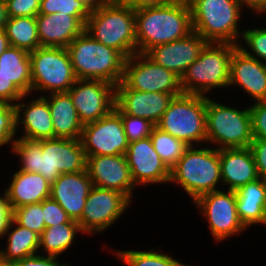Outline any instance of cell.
Segmentation results:
<instances>
[{"instance_id":"26","label":"cell","mask_w":266,"mask_h":266,"mask_svg":"<svg viewBox=\"0 0 266 266\" xmlns=\"http://www.w3.org/2000/svg\"><path fill=\"white\" fill-rule=\"evenodd\" d=\"M47 99L54 129V138L80 139L83 124L67 92L49 93Z\"/></svg>"},{"instance_id":"8","label":"cell","mask_w":266,"mask_h":266,"mask_svg":"<svg viewBox=\"0 0 266 266\" xmlns=\"http://www.w3.org/2000/svg\"><path fill=\"white\" fill-rule=\"evenodd\" d=\"M206 104L205 95L175 96L156 126L188 146L206 142Z\"/></svg>"},{"instance_id":"42","label":"cell","mask_w":266,"mask_h":266,"mask_svg":"<svg viewBox=\"0 0 266 266\" xmlns=\"http://www.w3.org/2000/svg\"><path fill=\"white\" fill-rule=\"evenodd\" d=\"M27 94H23L4 74L0 68V101L14 104V101L24 99ZM12 102V103H11Z\"/></svg>"},{"instance_id":"14","label":"cell","mask_w":266,"mask_h":266,"mask_svg":"<svg viewBox=\"0 0 266 266\" xmlns=\"http://www.w3.org/2000/svg\"><path fill=\"white\" fill-rule=\"evenodd\" d=\"M194 202L208 220L209 229L216 241L220 242L247 229L237 214L236 191L209 192L199 196Z\"/></svg>"},{"instance_id":"12","label":"cell","mask_w":266,"mask_h":266,"mask_svg":"<svg viewBox=\"0 0 266 266\" xmlns=\"http://www.w3.org/2000/svg\"><path fill=\"white\" fill-rule=\"evenodd\" d=\"M80 141L87 157L125 155L129 145L120 114L115 109L85 124Z\"/></svg>"},{"instance_id":"48","label":"cell","mask_w":266,"mask_h":266,"mask_svg":"<svg viewBox=\"0 0 266 266\" xmlns=\"http://www.w3.org/2000/svg\"><path fill=\"white\" fill-rule=\"evenodd\" d=\"M9 16L5 0H0V30L5 29Z\"/></svg>"},{"instance_id":"39","label":"cell","mask_w":266,"mask_h":266,"mask_svg":"<svg viewBox=\"0 0 266 266\" xmlns=\"http://www.w3.org/2000/svg\"><path fill=\"white\" fill-rule=\"evenodd\" d=\"M41 0H5L8 16L36 17L39 14Z\"/></svg>"},{"instance_id":"17","label":"cell","mask_w":266,"mask_h":266,"mask_svg":"<svg viewBox=\"0 0 266 266\" xmlns=\"http://www.w3.org/2000/svg\"><path fill=\"white\" fill-rule=\"evenodd\" d=\"M86 170L94 186L118 191L132 199L135 184L125 155L87 157Z\"/></svg>"},{"instance_id":"27","label":"cell","mask_w":266,"mask_h":266,"mask_svg":"<svg viewBox=\"0 0 266 266\" xmlns=\"http://www.w3.org/2000/svg\"><path fill=\"white\" fill-rule=\"evenodd\" d=\"M236 210L246 228L252 224L266 225V180L259 178L238 188Z\"/></svg>"},{"instance_id":"2","label":"cell","mask_w":266,"mask_h":266,"mask_svg":"<svg viewBox=\"0 0 266 266\" xmlns=\"http://www.w3.org/2000/svg\"><path fill=\"white\" fill-rule=\"evenodd\" d=\"M135 28L137 53L187 37L193 32L188 1L135 9Z\"/></svg>"},{"instance_id":"24","label":"cell","mask_w":266,"mask_h":266,"mask_svg":"<svg viewBox=\"0 0 266 266\" xmlns=\"http://www.w3.org/2000/svg\"><path fill=\"white\" fill-rule=\"evenodd\" d=\"M16 112V130L23 125L24 135L20 138L40 141L54 138L51 111L47 99L41 97L29 104H14ZM21 111L24 113L21 114ZM23 115V118L21 116ZM21 118V119H20Z\"/></svg>"},{"instance_id":"31","label":"cell","mask_w":266,"mask_h":266,"mask_svg":"<svg viewBox=\"0 0 266 266\" xmlns=\"http://www.w3.org/2000/svg\"><path fill=\"white\" fill-rule=\"evenodd\" d=\"M79 231L82 232L78 222L74 220L46 227L40 235L39 249L44 248L48 256L59 257L71 246Z\"/></svg>"},{"instance_id":"4","label":"cell","mask_w":266,"mask_h":266,"mask_svg":"<svg viewBox=\"0 0 266 266\" xmlns=\"http://www.w3.org/2000/svg\"><path fill=\"white\" fill-rule=\"evenodd\" d=\"M85 31L126 58L137 53L135 10L127 4L117 0L104 2L90 12Z\"/></svg>"},{"instance_id":"21","label":"cell","mask_w":266,"mask_h":266,"mask_svg":"<svg viewBox=\"0 0 266 266\" xmlns=\"http://www.w3.org/2000/svg\"><path fill=\"white\" fill-rule=\"evenodd\" d=\"M239 85L256 101H266V63L247 55L239 46L230 60L229 85Z\"/></svg>"},{"instance_id":"50","label":"cell","mask_w":266,"mask_h":266,"mask_svg":"<svg viewBox=\"0 0 266 266\" xmlns=\"http://www.w3.org/2000/svg\"><path fill=\"white\" fill-rule=\"evenodd\" d=\"M10 42L4 29L0 30V55L9 48Z\"/></svg>"},{"instance_id":"5","label":"cell","mask_w":266,"mask_h":266,"mask_svg":"<svg viewBox=\"0 0 266 266\" xmlns=\"http://www.w3.org/2000/svg\"><path fill=\"white\" fill-rule=\"evenodd\" d=\"M192 29L207 42L238 43L242 7L236 0H187ZM239 33V34H238Z\"/></svg>"},{"instance_id":"10","label":"cell","mask_w":266,"mask_h":266,"mask_svg":"<svg viewBox=\"0 0 266 266\" xmlns=\"http://www.w3.org/2000/svg\"><path fill=\"white\" fill-rule=\"evenodd\" d=\"M29 55L31 91L68 92L76 82L67 48L41 46Z\"/></svg>"},{"instance_id":"45","label":"cell","mask_w":266,"mask_h":266,"mask_svg":"<svg viewBox=\"0 0 266 266\" xmlns=\"http://www.w3.org/2000/svg\"><path fill=\"white\" fill-rule=\"evenodd\" d=\"M117 1L129 5L134 10L144 7L178 5L187 2V0H117Z\"/></svg>"},{"instance_id":"3","label":"cell","mask_w":266,"mask_h":266,"mask_svg":"<svg viewBox=\"0 0 266 266\" xmlns=\"http://www.w3.org/2000/svg\"><path fill=\"white\" fill-rule=\"evenodd\" d=\"M77 79L103 80L117 86L123 78L126 57L96 41L85 30L67 46Z\"/></svg>"},{"instance_id":"6","label":"cell","mask_w":266,"mask_h":266,"mask_svg":"<svg viewBox=\"0 0 266 266\" xmlns=\"http://www.w3.org/2000/svg\"><path fill=\"white\" fill-rule=\"evenodd\" d=\"M237 47L232 43L208 42L181 77L183 93L205 95L214 87H228L230 60Z\"/></svg>"},{"instance_id":"30","label":"cell","mask_w":266,"mask_h":266,"mask_svg":"<svg viewBox=\"0 0 266 266\" xmlns=\"http://www.w3.org/2000/svg\"><path fill=\"white\" fill-rule=\"evenodd\" d=\"M4 30L10 45L13 47L25 50L28 53L41 47L36 17H9Z\"/></svg>"},{"instance_id":"33","label":"cell","mask_w":266,"mask_h":266,"mask_svg":"<svg viewBox=\"0 0 266 266\" xmlns=\"http://www.w3.org/2000/svg\"><path fill=\"white\" fill-rule=\"evenodd\" d=\"M115 253L128 266H187L166 253L162 254L151 249L150 251H115Z\"/></svg>"},{"instance_id":"23","label":"cell","mask_w":266,"mask_h":266,"mask_svg":"<svg viewBox=\"0 0 266 266\" xmlns=\"http://www.w3.org/2000/svg\"><path fill=\"white\" fill-rule=\"evenodd\" d=\"M221 182L227 190L238 188L259 179L250 147L219 149Z\"/></svg>"},{"instance_id":"25","label":"cell","mask_w":266,"mask_h":266,"mask_svg":"<svg viewBox=\"0 0 266 266\" xmlns=\"http://www.w3.org/2000/svg\"><path fill=\"white\" fill-rule=\"evenodd\" d=\"M11 210L28 204L41 203L50 198L51 183L40 173L17 171L6 188Z\"/></svg>"},{"instance_id":"28","label":"cell","mask_w":266,"mask_h":266,"mask_svg":"<svg viewBox=\"0 0 266 266\" xmlns=\"http://www.w3.org/2000/svg\"><path fill=\"white\" fill-rule=\"evenodd\" d=\"M13 224L16 225L14 230ZM9 232V233H8ZM7 238V249L0 250V259L8 262H16L25 257L37 254L39 251L40 235L28 228L17 224L13 219L10 220L5 235Z\"/></svg>"},{"instance_id":"18","label":"cell","mask_w":266,"mask_h":266,"mask_svg":"<svg viewBox=\"0 0 266 266\" xmlns=\"http://www.w3.org/2000/svg\"><path fill=\"white\" fill-rule=\"evenodd\" d=\"M207 43L201 35L193 31L183 39L156 45L145 54L181 78Z\"/></svg>"},{"instance_id":"1","label":"cell","mask_w":266,"mask_h":266,"mask_svg":"<svg viewBox=\"0 0 266 266\" xmlns=\"http://www.w3.org/2000/svg\"><path fill=\"white\" fill-rule=\"evenodd\" d=\"M11 148L20 156V171L40 173L51 184L61 174L86 170L87 156L80 139L16 138Z\"/></svg>"},{"instance_id":"46","label":"cell","mask_w":266,"mask_h":266,"mask_svg":"<svg viewBox=\"0 0 266 266\" xmlns=\"http://www.w3.org/2000/svg\"><path fill=\"white\" fill-rule=\"evenodd\" d=\"M12 219V210L9 205L7 192L0 196V238L5 236V231L8 228L9 222Z\"/></svg>"},{"instance_id":"15","label":"cell","mask_w":266,"mask_h":266,"mask_svg":"<svg viewBox=\"0 0 266 266\" xmlns=\"http://www.w3.org/2000/svg\"><path fill=\"white\" fill-rule=\"evenodd\" d=\"M67 93L83 125L106 116L116 104V86L103 80L77 79Z\"/></svg>"},{"instance_id":"32","label":"cell","mask_w":266,"mask_h":266,"mask_svg":"<svg viewBox=\"0 0 266 266\" xmlns=\"http://www.w3.org/2000/svg\"><path fill=\"white\" fill-rule=\"evenodd\" d=\"M153 147L165 165L171 169L189 147L182 140L164 132L157 126L150 135Z\"/></svg>"},{"instance_id":"11","label":"cell","mask_w":266,"mask_h":266,"mask_svg":"<svg viewBox=\"0 0 266 266\" xmlns=\"http://www.w3.org/2000/svg\"><path fill=\"white\" fill-rule=\"evenodd\" d=\"M121 82L128 89L141 92L183 93L181 78L145 53H135L126 58Z\"/></svg>"},{"instance_id":"29","label":"cell","mask_w":266,"mask_h":266,"mask_svg":"<svg viewBox=\"0 0 266 266\" xmlns=\"http://www.w3.org/2000/svg\"><path fill=\"white\" fill-rule=\"evenodd\" d=\"M0 68L24 95L30 94L31 69L28 52L10 46L0 55Z\"/></svg>"},{"instance_id":"22","label":"cell","mask_w":266,"mask_h":266,"mask_svg":"<svg viewBox=\"0 0 266 266\" xmlns=\"http://www.w3.org/2000/svg\"><path fill=\"white\" fill-rule=\"evenodd\" d=\"M37 32L42 47L67 48L71 41L85 30L86 19L56 12L36 16Z\"/></svg>"},{"instance_id":"38","label":"cell","mask_w":266,"mask_h":266,"mask_svg":"<svg viewBox=\"0 0 266 266\" xmlns=\"http://www.w3.org/2000/svg\"><path fill=\"white\" fill-rule=\"evenodd\" d=\"M242 35V36H241ZM240 37L245 41V44L250 47L253 54L248 49L239 45V47L249 56L258 60L266 61V28L244 30ZM258 57V58H257ZM260 58V59H259ZM266 63V62H265Z\"/></svg>"},{"instance_id":"41","label":"cell","mask_w":266,"mask_h":266,"mask_svg":"<svg viewBox=\"0 0 266 266\" xmlns=\"http://www.w3.org/2000/svg\"><path fill=\"white\" fill-rule=\"evenodd\" d=\"M43 220L46 227L68 223L71 218L66 211L51 197L43 200Z\"/></svg>"},{"instance_id":"19","label":"cell","mask_w":266,"mask_h":266,"mask_svg":"<svg viewBox=\"0 0 266 266\" xmlns=\"http://www.w3.org/2000/svg\"><path fill=\"white\" fill-rule=\"evenodd\" d=\"M183 93L141 92L128 89L122 82L116 86L115 105L124 113L158 124L173 97Z\"/></svg>"},{"instance_id":"35","label":"cell","mask_w":266,"mask_h":266,"mask_svg":"<svg viewBox=\"0 0 266 266\" xmlns=\"http://www.w3.org/2000/svg\"><path fill=\"white\" fill-rule=\"evenodd\" d=\"M56 12L83 16L86 20L90 16V11L79 0H41L39 14L49 15Z\"/></svg>"},{"instance_id":"9","label":"cell","mask_w":266,"mask_h":266,"mask_svg":"<svg viewBox=\"0 0 266 266\" xmlns=\"http://www.w3.org/2000/svg\"><path fill=\"white\" fill-rule=\"evenodd\" d=\"M253 140L249 107L235 109L207 97L206 141L225 148L250 147Z\"/></svg>"},{"instance_id":"13","label":"cell","mask_w":266,"mask_h":266,"mask_svg":"<svg viewBox=\"0 0 266 266\" xmlns=\"http://www.w3.org/2000/svg\"><path fill=\"white\" fill-rule=\"evenodd\" d=\"M130 201L128 196L118 191L93 185L78 221L82 232L101 233L121 217Z\"/></svg>"},{"instance_id":"49","label":"cell","mask_w":266,"mask_h":266,"mask_svg":"<svg viewBox=\"0 0 266 266\" xmlns=\"http://www.w3.org/2000/svg\"><path fill=\"white\" fill-rule=\"evenodd\" d=\"M79 1L83 3L87 7V9L91 12L97 10L104 2L110 0H79Z\"/></svg>"},{"instance_id":"37","label":"cell","mask_w":266,"mask_h":266,"mask_svg":"<svg viewBox=\"0 0 266 266\" xmlns=\"http://www.w3.org/2000/svg\"><path fill=\"white\" fill-rule=\"evenodd\" d=\"M15 105L0 101V146L14 144L16 133Z\"/></svg>"},{"instance_id":"20","label":"cell","mask_w":266,"mask_h":266,"mask_svg":"<svg viewBox=\"0 0 266 266\" xmlns=\"http://www.w3.org/2000/svg\"><path fill=\"white\" fill-rule=\"evenodd\" d=\"M92 186L87 170L61 174L51 184L50 197L66 211L71 220L78 222Z\"/></svg>"},{"instance_id":"44","label":"cell","mask_w":266,"mask_h":266,"mask_svg":"<svg viewBox=\"0 0 266 266\" xmlns=\"http://www.w3.org/2000/svg\"><path fill=\"white\" fill-rule=\"evenodd\" d=\"M57 257L55 256H48V255H38L34 254L28 257L23 258L22 260L16 261V266H68L69 264H62L58 263L59 261L56 260Z\"/></svg>"},{"instance_id":"43","label":"cell","mask_w":266,"mask_h":266,"mask_svg":"<svg viewBox=\"0 0 266 266\" xmlns=\"http://www.w3.org/2000/svg\"><path fill=\"white\" fill-rule=\"evenodd\" d=\"M258 177L266 180V139H253L250 145Z\"/></svg>"},{"instance_id":"47","label":"cell","mask_w":266,"mask_h":266,"mask_svg":"<svg viewBox=\"0 0 266 266\" xmlns=\"http://www.w3.org/2000/svg\"><path fill=\"white\" fill-rule=\"evenodd\" d=\"M237 3L243 8L246 5L248 8L257 13L266 12V0H236Z\"/></svg>"},{"instance_id":"40","label":"cell","mask_w":266,"mask_h":266,"mask_svg":"<svg viewBox=\"0 0 266 266\" xmlns=\"http://www.w3.org/2000/svg\"><path fill=\"white\" fill-rule=\"evenodd\" d=\"M253 139H266V101L249 106Z\"/></svg>"},{"instance_id":"51","label":"cell","mask_w":266,"mask_h":266,"mask_svg":"<svg viewBox=\"0 0 266 266\" xmlns=\"http://www.w3.org/2000/svg\"><path fill=\"white\" fill-rule=\"evenodd\" d=\"M0 266H16L15 262H8L0 259Z\"/></svg>"},{"instance_id":"36","label":"cell","mask_w":266,"mask_h":266,"mask_svg":"<svg viewBox=\"0 0 266 266\" xmlns=\"http://www.w3.org/2000/svg\"><path fill=\"white\" fill-rule=\"evenodd\" d=\"M114 109L120 114L124 132L129 143L150 137L156 126L154 123L144 118L124 114L116 105Z\"/></svg>"},{"instance_id":"34","label":"cell","mask_w":266,"mask_h":266,"mask_svg":"<svg viewBox=\"0 0 266 266\" xmlns=\"http://www.w3.org/2000/svg\"><path fill=\"white\" fill-rule=\"evenodd\" d=\"M12 219L20 226L41 235L46 228L43 220V201L13 209Z\"/></svg>"},{"instance_id":"7","label":"cell","mask_w":266,"mask_h":266,"mask_svg":"<svg viewBox=\"0 0 266 266\" xmlns=\"http://www.w3.org/2000/svg\"><path fill=\"white\" fill-rule=\"evenodd\" d=\"M221 181L219 149L189 146L170 169L169 182H177L195 201L199 196L217 191Z\"/></svg>"},{"instance_id":"16","label":"cell","mask_w":266,"mask_h":266,"mask_svg":"<svg viewBox=\"0 0 266 266\" xmlns=\"http://www.w3.org/2000/svg\"><path fill=\"white\" fill-rule=\"evenodd\" d=\"M125 157L135 185L169 182L170 169L156 153L150 137L130 142Z\"/></svg>"}]
</instances>
